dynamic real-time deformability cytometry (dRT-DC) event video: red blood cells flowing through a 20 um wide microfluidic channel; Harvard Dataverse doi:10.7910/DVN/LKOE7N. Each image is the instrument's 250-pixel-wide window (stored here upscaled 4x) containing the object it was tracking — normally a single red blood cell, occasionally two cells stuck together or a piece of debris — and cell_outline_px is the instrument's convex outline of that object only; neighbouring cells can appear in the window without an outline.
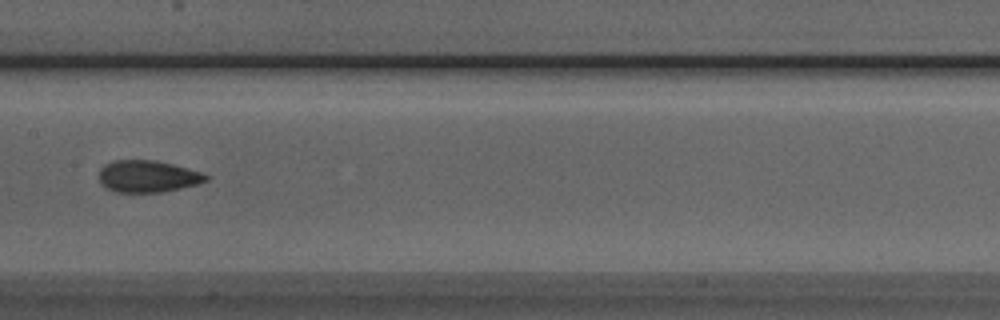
{"species": "Egyptian fruit bat (a non-hibernating species)", "species_latin": "Rousettus aegyptiacus", "temperature_condition": "room temperature", "stored_images_in_passage": 19, "camera_frame_rate_fps": 3000, "um_per_image_px": 0.085, "animal": {"sex": "male"}, "frame": {"image": 1, "passage_image": 14, "time_ms": 4.333, "image_size_px": [1000, 320], "cell_outline_px": [[208, 180], [196, 184], [180, 188], [160, 192], [116, 192], [100, 184], [100, 168], [104, 164], [112, 160], [156, 160], [172, 164], [200, 172], [208, 176]], "centroid_in_image_um": [12.51, 14.98], "position_along_channel_um": 194.9, "area_um2": 19.71}}